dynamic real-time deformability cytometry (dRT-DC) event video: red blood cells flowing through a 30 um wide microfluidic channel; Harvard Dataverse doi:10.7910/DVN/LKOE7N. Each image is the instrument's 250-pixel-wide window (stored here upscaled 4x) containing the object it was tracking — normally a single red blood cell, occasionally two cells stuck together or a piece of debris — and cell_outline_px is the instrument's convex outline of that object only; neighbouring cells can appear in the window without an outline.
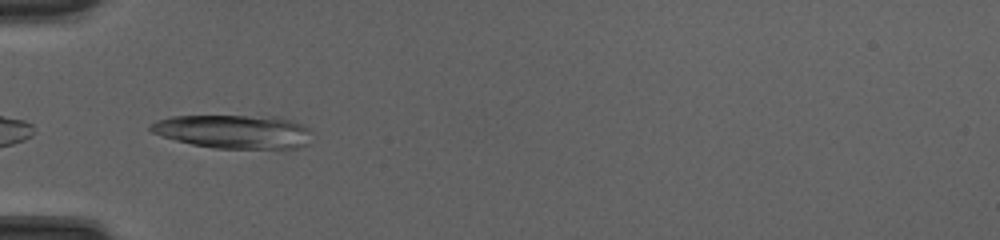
{"species": "common noctule bat (a hibernating species)", "species_latin": "Nyctalus noctula", "temperature_condition": "cold", "stored_images_in_passage": 34, "camera_frame_rate_fps": 3000, "um_per_image_px": 0.085, "animal": {"sex": "female", "body_mass_g": 20.0, "forearm_length_mm": 54.0}, "frame": {"image": 1, "passage_image": 2, "time_ms": 0.333, "image_size_px": [1000, 240], "cell_outline_px": [[308, 144], [300, 148], [216, 148], [192, 144], [176, 140], [152, 132], [148, 128], [148, 124], [156, 120], [172, 116], [280, 116], [292, 120], [308, 128]], "centroid_in_image_um": [19.84, 11.17], "position_along_channel_um": 65.2, "area_um2": 31.56}}
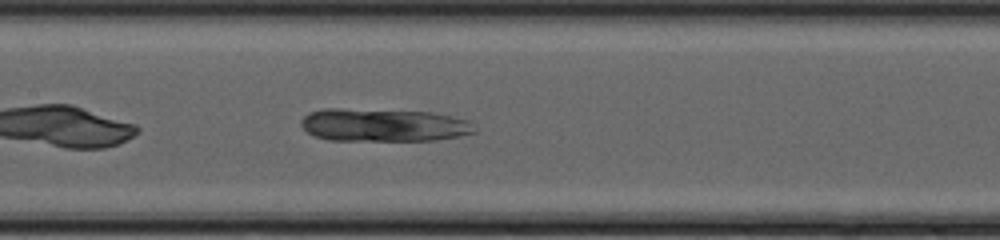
{"frame": {"image": 2, "passage_image": 10, "time_ms": 3.0, "image_size_px": [1000, 240], "cell_outline_px": [[476, 132], [460, 136], [436, 140], [328, 140], [312, 136], [300, 124], [300, 120], [308, 112], [324, 108], [336, 108], [428, 112], [468, 120]], "centroid_in_image_um": [32.52, 10.63], "position_along_channel_um": 174.9, "area_um2": 33.18}}
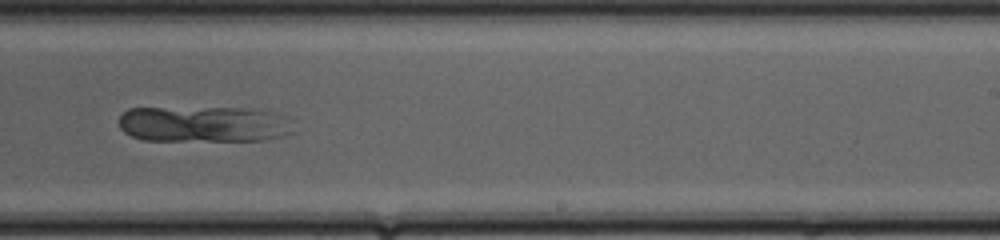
{"frame": {"image": 3, "passage_image": 17, "time_ms": 5.333, "image_size_px": [1000, 240], "cell_outline_px": [[296, 132], [284, 136], [268, 140], [144, 140], [132, 136], [124, 132], [120, 128], [120, 116], [128, 108], [236, 108], [268, 112], [284, 116], [292, 120]], "centroid_in_image_um": [17.36, 10.56], "position_along_channel_um": 271.6, "area_um2": 36.65}}